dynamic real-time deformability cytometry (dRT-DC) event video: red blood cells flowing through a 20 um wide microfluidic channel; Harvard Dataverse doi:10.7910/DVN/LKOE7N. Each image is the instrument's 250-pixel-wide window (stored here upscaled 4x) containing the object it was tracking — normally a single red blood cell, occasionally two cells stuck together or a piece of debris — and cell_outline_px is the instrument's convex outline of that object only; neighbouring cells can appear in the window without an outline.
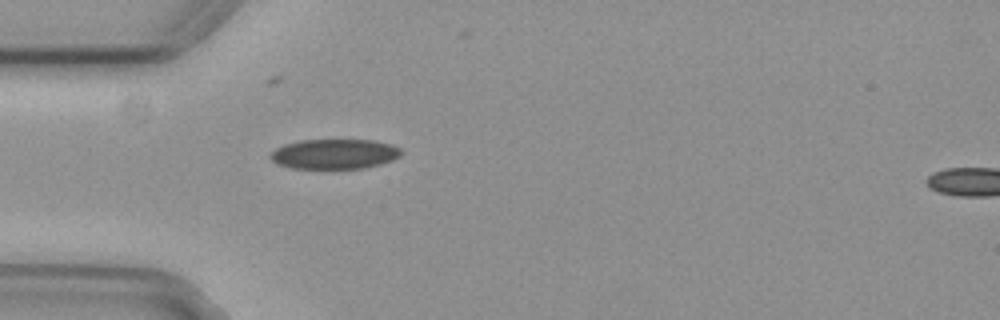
{"species": "common noctule bat (a hibernating species)", "species_latin": "Nyctalus noctula", "temperature_condition": "cold", "stored_images_in_passage": 41, "camera_frame_rate_fps": 3000, "um_per_image_px": 0.085, "animal": {"sex": "female", "body_mass_g": 29.2, "forearm_length_mm": 56.3}, "frame": {"image": 1, "passage_image": 2, "time_ms": 0.333, "image_size_px": [1000, 320], "cell_outline_px": [[400, 156], [392, 160], [380, 164], [364, 168], [292, 168], [276, 164], [268, 156], [276, 148], [284, 144], [300, 140], [372, 140], [392, 144], [400, 148]], "centroid_in_image_um": [28.41, 13.08], "position_along_channel_um": 56.6, "area_um2": 22.77}}
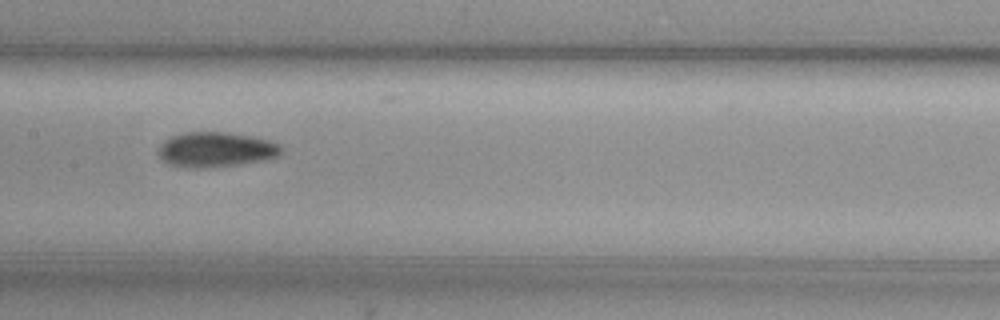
{"frame": {"image": 2, "passage_image": 13, "time_ms": 4.0, "image_size_px": [1000, 320], "cell_outline_px": [[280, 152], [276, 156], [268, 160], [240, 164], [196, 168], [192, 168], [168, 164], [156, 152], [156, 148], [164, 140], [172, 136], [184, 132], [224, 132], [252, 136], [268, 140], [280, 144]], "centroid_in_image_um": [18.31, 12.71], "position_along_channel_um": 189.1, "area_um2": 25.03}}
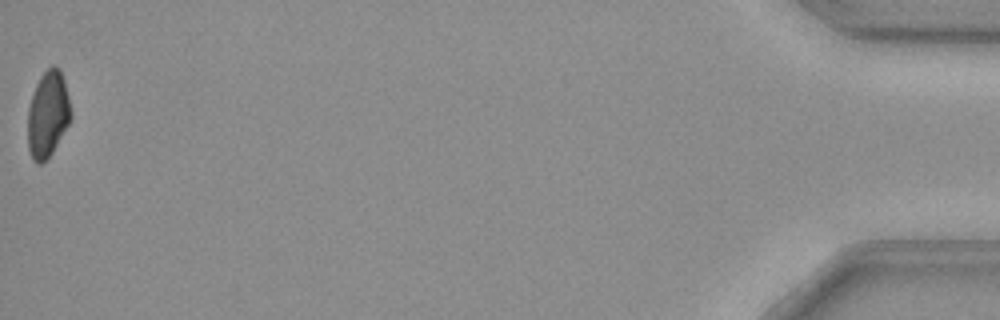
{"frame": {"image": 3, "passage_image": 41, "time_ms": 13.333, "image_size_px": [1000, 320], "cell_outline_px": [[72, 116], [68, 124], [52, 152], [40, 164], [36, 164], [32, 160], [28, 148], [28, 108], [36, 84], [40, 76], [52, 64], [56, 64], [60, 68], [64, 80], [72, 112]], "centroid_in_image_um": [4.06, 9.68], "position_along_channel_um": 431.1, "area_um2": 21.62}, "authors_computed_cell_mechanics": {"area_um2": 23.8136, "velocity_mm_per_s": 3.7355, "shape_relaxation_time_tau1_ms": 6.125, "shape_relaxation_time_tau2_ms": null, "deformation_change_tau1": 0.107, "deformation_change_tau2": null}}